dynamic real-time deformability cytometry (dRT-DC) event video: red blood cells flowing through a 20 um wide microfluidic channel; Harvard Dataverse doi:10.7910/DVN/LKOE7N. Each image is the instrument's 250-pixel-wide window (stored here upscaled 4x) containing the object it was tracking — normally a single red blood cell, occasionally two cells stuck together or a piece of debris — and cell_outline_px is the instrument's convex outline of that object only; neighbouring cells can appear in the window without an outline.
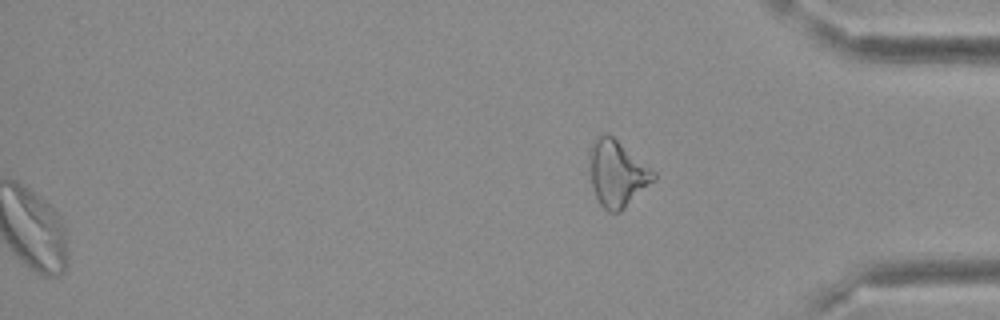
{"species": "Egyptian fruit bat (a non-hibernating species)", "species_latin": "Rousettus aegyptiacus", "temperature_condition": "cold", "stored_images_in_passage": 43, "segment_of_instrument_passage": [2, 2], "camera_frame_rate_fps": 3000, "um_per_image_px": 0.085, "frame": {"image": 1, "passage_image": 43, "time_ms": 14.0, "image_size_px": [1000, 320], "cell_outline_px": [[656, 180], [620, 212], [608, 212], [600, 204], [596, 196], [592, 184], [588, 152], [592, 140], [596, 136], [604, 132], [608, 132], [656, 172]], "centroid_in_image_um": [52.45, 14.71], "position_along_channel_um": 382.8, "area_um2": 25.03}}